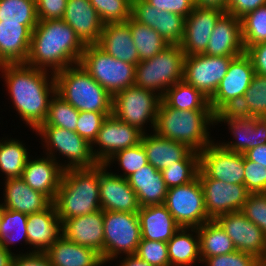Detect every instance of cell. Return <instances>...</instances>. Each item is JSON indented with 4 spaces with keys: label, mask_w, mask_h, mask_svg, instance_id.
I'll return each mask as SVG.
<instances>
[{
    "label": "cell",
    "mask_w": 266,
    "mask_h": 266,
    "mask_svg": "<svg viewBox=\"0 0 266 266\" xmlns=\"http://www.w3.org/2000/svg\"><path fill=\"white\" fill-rule=\"evenodd\" d=\"M119 266H151L148 262L143 261L136 254L126 255Z\"/></svg>",
    "instance_id": "59"
},
{
    "label": "cell",
    "mask_w": 266,
    "mask_h": 266,
    "mask_svg": "<svg viewBox=\"0 0 266 266\" xmlns=\"http://www.w3.org/2000/svg\"><path fill=\"white\" fill-rule=\"evenodd\" d=\"M196 233L190 234V231ZM197 237V238H196ZM170 266H190L200 257L199 235L197 228L181 227L167 242Z\"/></svg>",
    "instance_id": "34"
},
{
    "label": "cell",
    "mask_w": 266,
    "mask_h": 266,
    "mask_svg": "<svg viewBox=\"0 0 266 266\" xmlns=\"http://www.w3.org/2000/svg\"><path fill=\"white\" fill-rule=\"evenodd\" d=\"M233 111L243 116L266 118V76L255 73L241 102Z\"/></svg>",
    "instance_id": "38"
},
{
    "label": "cell",
    "mask_w": 266,
    "mask_h": 266,
    "mask_svg": "<svg viewBox=\"0 0 266 266\" xmlns=\"http://www.w3.org/2000/svg\"><path fill=\"white\" fill-rule=\"evenodd\" d=\"M67 0H36L38 20L63 19Z\"/></svg>",
    "instance_id": "52"
},
{
    "label": "cell",
    "mask_w": 266,
    "mask_h": 266,
    "mask_svg": "<svg viewBox=\"0 0 266 266\" xmlns=\"http://www.w3.org/2000/svg\"><path fill=\"white\" fill-rule=\"evenodd\" d=\"M160 101L156 92L133 85L113 95L112 114L145 133L143 125L146 121L155 128Z\"/></svg>",
    "instance_id": "9"
},
{
    "label": "cell",
    "mask_w": 266,
    "mask_h": 266,
    "mask_svg": "<svg viewBox=\"0 0 266 266\" xmlns=\"http://www.w3.org/2000/svg\"><path fill=\"white\" fill-rule=\"evenodd\" d=\"M254 75L252 60L246 53L235 57L215 94L209 100L213 113L216 115L221 111H233L241 102Z\"/></svg>",
    "instance_id": "10"
},
{
    "label": "cell",
    "mask_w": 266,
    "mask_h": 266,
    "mask_svg": "<svg viewBox=\"0 0 266 266\" xmlns=\"http://www.w3.org/2000/svg\"><path fill=\"white\" fill-rule=\"evenodd\" d=\"M262 5H266V0H227L225 13L241 19Z\"/></svg>",
    "instance_id": "54"
},
{
    "label": "cell",
    "mask_w": 266,
    "mask_h": 266,
    "mask_svg": "<svg viewBox=\"0 0 266 266\" xmlns=\"http://www.w3.org/2000/svg\"><path fill=\"white\" fill-rule=\"evenodd\" d=\"M244 185L250 193H266V167L244 155Z\"/></svg>",
    "instance_id": "50"
},
{
    "label": "cell",
    "mask_w": 266,
    "mask_h": 266,
    "mask_svg": "<svg viewBox=\"0 0 266 266\" xmlns=\"http://www.w3.org/2000/svg\"><path fill=\"white\" fill-rule=\"evenodd\" d=\"M0 170L9 178H21L28 156L25 148L19 140H0Z\"/></svg>",
    "instance_id": "39"
},
{
    "label": "cell",
    "mask_w": 266,
    "mask_h": 266,
    "mask_svg": "<svg viewBox=\"0 0 266 266\" xmlns=\"http://www.w3.org/2000/svg\"><path fill=\"white\" fill-rule=\"evenodd\" d=\"M141 143L148 163L159 171L184 160L193 151L187 145L160 137L155 132L149 136L144 133Z\"/></svg>",
    "instance_id": "33"
},
{
    "label": "cell",
    "mask_w": 266,
    "mask_h": 266,
    "mask_svg": "<svg viewBox=\"0 0 266 266\" xmlns=\"http://www.w3.org/2000/svg\"><path fill=\"white\" fill-rule=\"evenodd\" d=\"M130 31L140 61L154 57L169 45L154 29L135 21L132 17H130Z\"/></svg>",
    "instance_id": "37"
},
{
    "label": "cell",
    "mask_w": 266,
    "mask_h": 266,
    "mask_svg": "<svg viewBox=\"0 0 266 266\" xmlns=\"http://www.w3.org/2000/svg\"><path fill=\"white\" fill-rule=\"evenodd\" d=\"M164 205L181 227L197 228L210 221L199 177L186 185L168 189Z\"/></svg>",
    "instance_id": "12"
},
{
    "label": "cell",
    "mask_w": 266,
    "mask_h": 266,
    "mask_svg": "<svg viewBox=\"0 0 266 266\" xmlns=\"http://www.w3.org/2000/svg\"><path fill=\"white\" fill-rule=\"evenodd\" d=\"M132 0H90L102 22H125L131 17Z\"/></svg>",
    "instance_id": "45"
},
{
    "label": "cell",
    "mask_w": 266,
    "mask_h": 266,
    "mask_svg": "<svg viewBox=\"0 0 266 266\" xmlns=\"http://www.w3.org/2000/svg\"><path fill=\"white\" fill-rule=\"evenodd\" d=\"M135 254L151 266H170L167 242L141 239Z\"/></svg>",
    "instance_id": "47"
},
{
    "label": "cell",
    "mask_w": 266,
    "mask_h": 266,
    "mask_svg": "<svg viewBox=\"0 0 266 266\" xmlns=\"http://www.w3.org/2000/svg\"><path fill=\"white\" fill-rule=\"evenodd\" d=\"M130 187L137 194L140 207L164 204L168 187L162 172L146 164L127 178Z\"/></svg>",
    "instance_id": "31"
},
{
    "label": "cell",
    "mask_w": 266,
    "mask_h": 266,
    "mask_svg": "<svg viewBox=\"0 0 266 266\" xmlns=\"http://www.w3.org/2000/svg\"><path fill=\"white\" fill-rule=\"evenodd\" d=\"M224 13L221 9L194 6L185 18L184 35L179 44L185 56L206 51L215 24Z\"/></svg>",
    "instance_id": "20"
},
{
    "label": "cell",
    "mask_w": 266,
    "mask_h": 266,
    "mask_svg": "<svg viewBox=\"0 0 266 266\" xmlns=\"http://www.w3.org/2000/svg\"><path fill=\"white\" fill-rule=\"evenodd\" d=\"M12 266H52L45 252H30L14 255Z\"/></svg>",
    "instance_id": "56"
},
{
    "label": "cell",
    "mask_w": 266,
    "mask_h": 266,
    "mask_svg": "<svg viewBox=\"0 0 266 266\" xmlns=\"http://www.w3.org/2000/svg\"><path fill=\"white\" fill-rule=\"evenodd\" d=\"M218 122L227 123L237 139L234 143L232 141L220 144L229 151L245 154L253 147L266 144L265 117H250L239 115L234 111H221L215 115V123Z\"/></svg>",
    "instance_id": "16"
},
{
    "label": "cell",
    "mask_w": 266,
    "mask_h": 266,
    "mask_svg": "<svg viewBox=\"0 0 266 266\" xmlns=\"http://www.w3.org/2000/svg\"><path fill=\"white\" fill-rule=\"evenodd\" d=\"M112 160H117L119 162V165L123 168L122 170L125 171L124 175H122L125 179L148 164L146 151L141 142L133 147L116 152L111 158H109L105 165L108 167Z\"/></svg>",
    "instance_id": "46"
},
{
    "label": "cell",
    "mask_w": 266,
    "mask_h": 266,
    "mask_svg": "<svg viewBox=\"0 0 266 266\" xmlns=\"http://www.w3.org/2000/svg\"><path fill=\"white\" fill-rule=\"evenodd\" d=\"M214 123L215 114L212 110H180L169 107L161 99L153 132L200 153L213 142L208 125Z\"/></svg>",
    "instance_id": "3"
},
{
    "label": "cell",
    "mask_w": 266,
    "mask_h": 266,
    "mask_svg": "<svg viewBox=\"0 0 266 266\" xmlns=\"http://www.w3.org/2000/svg\"><path fill=\"white\" fill-rule=\"evenodd\" d=\"M105 164H99L100 203L103 211L137 213L140 204L137 194L127 179L107 172Z\"/></svg>",
    "instance_id": "19"
},
{
    "label": "cell",
    "mask_w": 266,
    "mask_h": 266,
    "mask_svg": "<svg viewBox=\"0 0 266 266\" xmlns=\"http://www.w3.org/2000/svg\"><path fill=\"white\" fill-rule=\"evenodd\" d=\"M244 155L248 160L254 161L266 167V144L253 147L246 151Z\"/></svg>",
    "instance_id": "57"
},
{
    "label": "cell",
    "mask_w": 266,
    "mask_h": 266,
    "mask_svg": "<svg viewBox=\"0 0 266 266\" xmlns=\"http://www.w3.org/2000/svg\"><path fill=\"white\" fill-rule=\"evenodd\" d=\"M245 53L251 58L255 73L266 76V42L250 46Z\"/></svg>",
    "instance_id": "55"
},
{
    "label": "cell",
    "mask_w": 266,
    "mask_h": 266,
    "mask_svg": "<svg viewBox=\"0 0 266 266\" xmlns=\"http://www.w3.org/2000/svg\"><path fill=\"white\" fill-rule=\"evenodd\" d=\"M5 209L33 214L47 209L53 202L43 193L33 190L22 178H9L5 181Z\"/></svg>",
    "instance_id": "29"
},
{
    "label": "cell",
    "mask_w": 266,
    "mask_h": 266,
    "mask_svg": "<svg viewBox=\"0 0 266 266\" xmlns=\"http://www.w3.org/2000/svg\"><path fill=\"white\" fill-rule=\"evenodd\" d=\"M131 17L154 29L168 44H180L184 35V17L158 10L145 0L131 2Z\"/></svg>",
    "instance_id": "21"
},
{
    "label": "cell",
    "mask_w": 266,
    "mask_h": 266,
    "mask_svg": "<svg viewBox=\"0 0 266 266\" xmlns=\"http://www.w3.org/2000/svg\"><path fill=\"white\" fill-rule=\"evenodd\" d=\"M0 21L37 25L36 0H0Z\"/></svg>",
    "instance_id": "43"
},
{
    "label": "cell",
    "mask_w": 266,
    "mask_h": 266,
    "mask_svg": "<svg viewBox=\"0 0 266 266\" xmlns=\"http://www.w3.org/2000/svg\"><path fill=\"white\" fill-rule=\"evenodd\" d=\"M111 114L112 112L79 111L76 133L92 144L104 119Z\"/></svg>",
    "instance_id": "48"
},
{
    "label": "cell",
    "mask_w": 266,
    "mask_h": 266,
    "mask_svg": "<svg viewBox=\"0 0 266 266\" xmlns=\"http://www.w3.org/2000/svg\"><path fill=\"white\" fill-rule=\"evenodd\" d=\"M245 53L241 19L224 13L216 22L205 55L237 57Z\"/></svg>",
    "instance_id": "23"
},
{
    "label": "cell",
    "mask_w": 266,
    "mask_h": 266,
    "mask_svg": "<svg viewBox=\"0 0 266 266\" xmlns=\"http://www.w3.org/2000/svg\"><path fill=\"white\" fill-rule=\"evenodd\" d=\"M227 0H194V5L201 8H216L226 12Z\"/></svg>",
    "instance_id": "58"
},
{
    "label": "cell",
    "mask_w": 266,
    "mask_h": 266,
    "mask_svg": "<svg viewBox=\"0 0 266 266\" xmlns=\"http://www.w3.org/2000/svg\"><path fill=\"white\" fill-rule=\"evenodd\" d=\"M242 40L245 51L257 43L266 42V5L241 18Z\"/></svg>",
    "instance_id": "44"
},
{
    "label": "cell",
    "mask_w": 266,
    "mask_h": 266,
    "mask_svg": "<svg viewBox=\"0 0 266 266\" xmlns=\"http://www.w3.org/2000/svg\"><path fill=\"white\" fill-rule=\"evenodd\" d=\"M63 20L85 45L99 42L104 23L90 0H67Z\"/></svg>",
    "instance_id": "24"
},
{
    "label": "cell",
    "mask_w": 266,
    "mask_h": 266,
    "mask_svg": "<svg viewBox=\"0 0 266 266\" xmlns=\"http://www.w3.org/2000/svg\"><path fill=\"white\" fill-rule=\"evenodd\" d=\"M64 165L50 156L35 160L28 159L23 170L22 179L33 190L45 194L55 201L60 186Z\"/></svg>",
    "instance_id": "25"
},
{
    "label": "cell",
    "mask_w": 266,
    "mask_h": 266,
    "mask_svg": "<svg viewBox=\"0 0 266 266\" xmlns=\"http://www.w3.org/2000/svg\"><path fill=\"white\" fill-rule=\"evenodd\" d=\"M79 64L112 96L135 84L136 65L115 59L97 44L85 45Z\"/></svg>",
    "instance_id": "7"
},
{
    "label": "cell",
    "mask_w": 266,
    "mask_h": 266,
    "mask_svg": "<svg viewBox=\"0 0 266 266\" xmlns=\"http://www.w3.org/2000/svg\"><path fill=\"white\" fill-rule=\"evenodd\" d=\"M185 54L179 44H169L154 57L140 61L135 69L136 86L159 91L162 98L168 88L183 80Z\"/></svg>",
    "instance_id": "6"
},
{
    "label": "cell",
    "mask_w": 266,
    "mask_h": 266,
    "mask_svg": "<svg viewBox=\"0 0 266 266\" xmlns=\"http://www.w3.org/2000/svg\"><path fill=\"white\" fill-rule=\"evenodd\" d=\"M3 206H2V204H0V221H1V218H2V212H3Z\"/></svg>",
    "instance_id": "61"
},
{
    "label": "cell",
    "mask_w": 266,
    "mask_h": 266,
    "mask_svg": "<svg viewBox=\"0 0 266 266\" xmlns=\"http://www.w3.org/2000/svg\"><path fill=\"white\" fill-rule=\"evenodd\" d=\"M137 214L142 239L168 242L181 228L164 204L141 207Z\"/></svg>",
    "instance_id": "30"
},
{
    "label": "cell",
    "mask_w": 266,
    "mask_h": 266,
    "mask_svg": "<svg viewBox=\"0 0 266 266\" xmlns=\"http://www.w3.org/2000/svg\"><path fill=\"white\" fill-rule=\"evenodd\" d=\"M84 49L85 44L63 19L39 20L32 31L25 64L46 71L51 67L55 74L78 64Z\"/></svg>",
    "instance_id": "2"
},
{
    "label": "cell",
    "mask_w": 266,
    "mask_h": 266,
    "mask_svg": "<svg viewBox=\"0 0 266 266\" xmlns=\"http://www.w3.org/2000/svg\"><path fill=\"white\" fill-rule=\"evenodd\" d=\"M200 154L192 151L184 160L161 170L168 189L191 183L198 177Z\"/></svg>",
    "instance_id": "40"
},
{
    "label": "cell",
    "mask_w": 266,
    "mask_h": 266,
    "mask_svg": "<svg viewBox=\"0 0 266 266\" xmlns=\"http://www.w3.org/2000/svg\"><path fill=\"white\" fill-rule=\"evenodd\" d=\"M104 211L73 217L62 221V235L81 246L92 248L102 256L104 250Z\"/></svg>",
    "instance_id": "22"
},
{
    "label": "cell",
    "mask_w": 266,
    "mask_h": 266,
    "mask_svg": "<svg viewBox=\"0 0 266 266\" xmlns=\"http://www.w3.org/2000/svg\"><path fill=\"white\" fill-rule=\"evenodd\" d=\"M50 97L47 117L40 126H54L76 132L79 111L57 93Z\"/></svg>",
    "instance_id": "42"
},
{
    "label": "cell",
    "mask_w": 266,
    "mask_h": 266,
    "mask_svg": "<svg viewBox=\"0 0 266 266\" xmlns=\"http://www.w3.org/2000/svg\"><path fill=\"white\" fill-rule=\"evenodd\" d=\"M0 68L16 111L33 131L36 130L47 117L49 95L56 93L54 74L51 72L50 81L46 70L25 63L1 64Z\"/></svg>",
    "instance_id": "1"
},
{
    "label": "cell",
    "mask_w": 266,
    "mask_h": 266,
    "mask_svg": "<svg viewBox=\"0 0 266 266\" xmlns=\"http://www.w3.org/2000/svg\"><path fill=\"white\" fill-rule=\"evenodd\" d=\"M198 177L210 220L241 211L250 194L244 184H232L212 179L201 168Z\"/></svg>",
    "instance_id": "14"
},
{
    "label": "cell",
    "mask_w": 266,
    "mask_h": 266,
    "mask_svg": "<svg viewBox=\"0 0 266 266\" xmlns=\"http://www.w3.org/2000/svg\"><path fill=\"white\" fill-rule=\"evenodd\" d=\"M197 232L202 262L207 257L229 254L236 250L231 238L215 220H210L197 227Z\"/></svg>",
    "instance_id": "35"
},
{
    "label": "cell",
    "mask_w": 266,
    "mask_h": 266,
    "mask_svg": "<svg viewBox=\"0 0 266 266\" xmlns=\"http://www.w3.org/2000/svg\"><path fill=\"white\" fill-rule=\"evenodd\" d=\"M99 163L91 168L63 171L55 201L60 220L90 214L101 209Z\"/></svg>",
    "instance_id": "4"
},
{
    "label": "cell",
    "mask_w": 266,
    "mask_h": 266,
    "mask_svg": "<svg viewBox=\"0 0 266 266\" xmlns=\"http://www.w3.org/2000/svg\"><path fill=\"white\" fill-rule=\"evenodd\" d=\"M103 232L104 263L117 258L120 253L135 254L142 239L137 213L104 211Z\"/></svg>",
    "instance_id": "8"
},
{
    "label": "cell",
    "mask_w": 266,
    "mask_h": 266,
    "mask_svg": "<svg viewBox=\"0 0 266 266\" xmlns=\"http://www.w3.org/2000/svg\"><path fill=\"white\" fill-rule=\"evenodd\" d=\"M241 213L258 226L266 236V193H250Z\"/></svg>",
    "instance_id": "49"
},
{
    "label": "cell",
    "mask_w": 266,
    "mask_h": 266,
    "mask_svg": "<svg viewBox=\"0 0 266 266\" xmlns=\"http://www.w3.org/2000/svg\"><path fill=\"white\" fill-rule=\"evenodd\" d=\"M143 134L138 128L111 114L104 119L96 139L91 144L93 157L99 164H105L116 152L139 144ZM93 144L99 146V151L94 150Z\"/></svg>",
    "instance_id": "15"
},
{
    "label": "cell",
    "mask_w": 266,
    "mask_h": 266,
    "mask_svg": "<svg viewBox=\"0 0 266 266\" xmlns=\"http://www.w3.org/2000/svg\"><path fill=\"white\" fill-rule=\"evenodd\" d=\"M200 168L212 179L244 184V154L235 153L213 142L200 153Z\"/></svg>",
    "instance_id": "18"
},
{
    "label": "cell",
    "mask_w": 266,
    "mask_h": 266,
    "mask_svg": "<svg viewBox=\"0 0 266 266\" xmlns=\"http://www.w3.org/2000/svg\"><path fill=\"white\" fill-rule=\"evenodd\" d=\"M52 266H100L102 256L96 250L81 246L61 235L45 252Z\"/></svg>",
    "instance_id": "32"
},
{
    "label": "cell",
    "mask_w": 266,
    "mask_h": 266,
    "mask_svg": "<svg viewBox=\"0 0 266 266\" xmlns=\"http://www.w3.org/2000/svg\"><path fill=\"white\" fill-rule=\"evenodd\" d=\"M215 221L231 238L236 250L249 253L266 262V236L241 211L221 215Z\"/></svg>",
    "instance_id": "17"
},
{
    "label": "cell",
    "mask_w": 266,
    "mask_h": 266,
    "mask_svg": "<svg viewBox=\"0 0 266 266\" xmlns=\"http://www.w3.org/2000/svg\"><path fill=\"white\" fill-rule=\"evenodd\" d=\"M97 45L115 59L134 65L140 62L130 31V18L125 22L104 24Z\"/></svg>",
    "instance_id": "28"
},
{
    "label": "cell",
    "mask_w": 266,
    "mask_h": 266,
    "mask_svg": "<svg viewBox=\"0 0 266 266\" xmlns=\"http://www.w3.org/2000/svg\"><path fill=\"white\" fill-rule=\"evenodd\" d=\"M158 10L168 11L186 18L194 8V0H145Z\"/></svg>",
    "instance_id": "53"
},
{
    "label": "cell",
    "mask_w": 266,
    "mask_h": 266,
    "mask_svg": "<svg viewBox=\"0 0 266 266\" xmlns=\"http://www.w3.org/2000/svg\"><path fill=\"white\" fill-rule=\"evenodd\" d=\"M36 131L43 136V142L46 143L49 153H46V155L56 160L54 152L59 151L62 156L64 155L67 160H70L64 166V170L91 168L98 164L93 157L91 144L76 132L54 126H39Z\"/></svg>",
    "instance_id": "11"
},
{
    "label": "cell",
    "mask_w": 266,
    "mask_h": 266,
    "mask_svg": "<svg viewBox=\"0 0 266 266\" xmlns=\"http://www.w3.org/2000/svg\"><path fill=\"white\" fill-rule=\"evenodd\" d=\"M14 253L0 245V266H12Z\"/></svg>",
    "instance_id": "60"
},
{
    "label": "cell",
    "mask_w": 266,
    "mask_h": 266,
    "mask_svg": "<svg viewBox=\"0 0 266 266\" xmlns=\"http://www.w3.org/2000/svg\"><path fill=\"white\" fill-rule=\"evenodd\" d=\"M26 231L28 244L35 248L33 252H46L62 235V221L55 204L41 212L28 214Z\"/></svg>",
    "instance_id": "27"
},
{
    "label": "cell",
    "mask_w": 266,
    "mask_h": 266,
    "mask_svg": "<svg viewBox=\"0 0 266 266\" xmlns=\"http://www.w3.org/2000/svg\"><path fill=\"white\" fill-rule=\"evenodd\" d=\"M161 99L180 110H211L209 99L183 80L168 88Z\"/></svg>",
    "instance_id": "36"
},
{
    "label": "cell",
    "mask_w": 266,
    "mask_h": 266,
    "mask_svg": "<svg viewBox=\"0 0 266 266\" xmlns=\"http://www.w3.org/2000/svg\"><path fill=\"white\" fill-rule=\"evenodd\" d=\"M27 220L28 214L3 208L0 221V245L10 251L9 245L22 238L28 244Z\"/></svg>",
    "instance_id": "41"
},
{
    "label": "cell",
    "mask_w": 266,
    "mask_h": 266,
    "mask_svg": "<svg viewBox=\"0 0 266 266\" xmlns=\"http://www.w3.org/2000/svg\"><path fill=\"white\" fill-rule=\"evenodd\" d=\"M234 58L205 54L185 56L183 81L192 85L210 100Z\"/></svg>",
    "instance_id": "13"
},
{
    "label": "cell",
    "mask_w": 266,
    "mask_h": 266,
    "mask_svg": "<svg viewBox=\"0 0 266 266\" xmlns=\"http://www.w3.org/2000/svg\"><path fill=\"white\" fill-rule=\"evenodd\" d=\"M203 262L208 266H264V263L254 255L238 250L229 254L207 257Z\"/></svg>",
    "instance_id": "51"
},
{
    "label": "cell",
    "mask_w": 266,
    "mask_h": 266,
    "mask_svg": "<svg viewBox=\"0 0 266 266\" xmlns=\"http://www.w3.org/2000/svg\"><path fill=\"white\" fill-rule=\"evenodd\" d=\"M35 27L0 21V65L26 62Z\"/></svg>",
    "instance_id": "26"
},
{
    "label": "cell",
    "mask_w": 266,
    "mask_h": 266,
    "mask_svg": "<svg viewBox=\"0 0 266 266\" xmlns=\"http://www.w3.org/2000/svg\"><path fill=\"white\" fill-rule=\"evenodd\" d=\"M56 93L78 111L112 112L113 96L78 63L54 74Z\"/></svg>",
    "instance_id": "5"
}]
</instances>
